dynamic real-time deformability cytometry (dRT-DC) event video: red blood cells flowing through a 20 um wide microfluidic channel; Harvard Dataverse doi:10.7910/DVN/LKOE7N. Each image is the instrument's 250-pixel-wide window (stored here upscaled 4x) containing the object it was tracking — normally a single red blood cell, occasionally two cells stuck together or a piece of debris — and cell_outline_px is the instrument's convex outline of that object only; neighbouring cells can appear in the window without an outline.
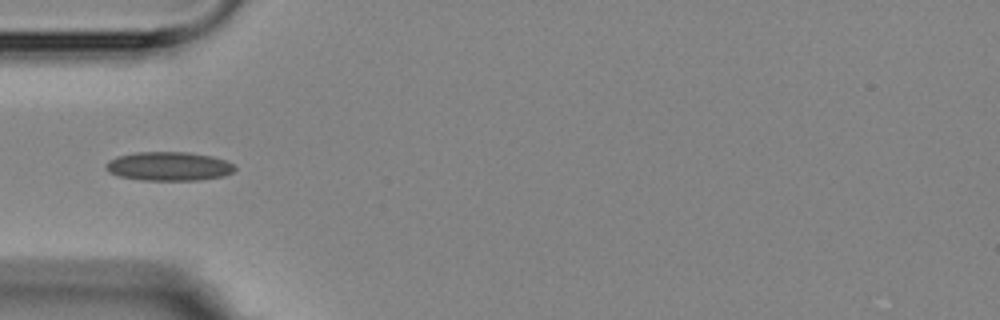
{"species": "Egyptian fruit bat (a non-hibernating species)", "species_latin": "Rousettus aegyptiacus", "temperature_condition": "room temperature", "stored_images_in_passage": 6, "camera_frame_rate_fps": 3000, "um_per_image_px": 0.085, "animal": {"sex": "female"}, "frame": {"image": 1, "passage_image": 1, "time_ms": 0.0, "image_size_px": [1000, 320], "cell_outline_px": [[236, 168], [232, 172], [224, 176], [200, 180], [144, 180], [120, 176], [108, 172], [104, 164], [108, 160], [116, 156], [136, 152], [188, 152], [212, 156], [224, 160], [232, 164]], "centroid_in_image_um": [14.32, 14.13], "position_along_channel_um": 70.7, "area_um2": 21.73}}
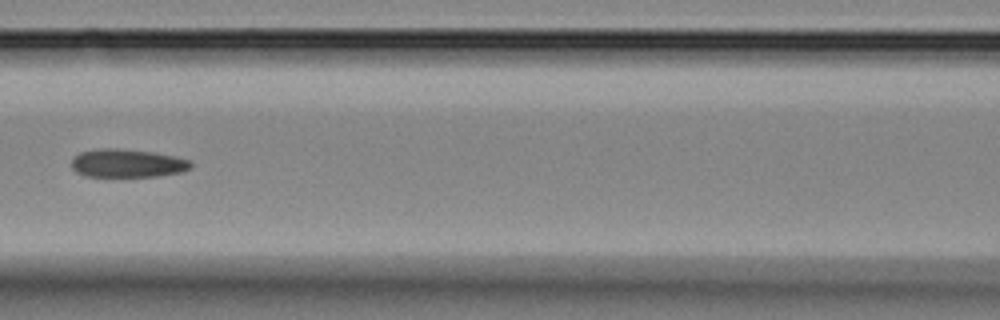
{"frame": {"image": 2, "passage_image": 3, "time_ms": 2.333, "image_size_px": [1000, 320], "cell_outline_px": [[192, 168], [184, 172], [156, 176], [88, 176], [76, 172], [72, 168], [72, 160], [80, 152], [100, 148], [120, 148], [152, 152], [176, 156], [192, 160]], "centroid_in_image_um": [10.88, 13.87], "position_along_channel_um": 155.7, "area_um2": 19.77}}
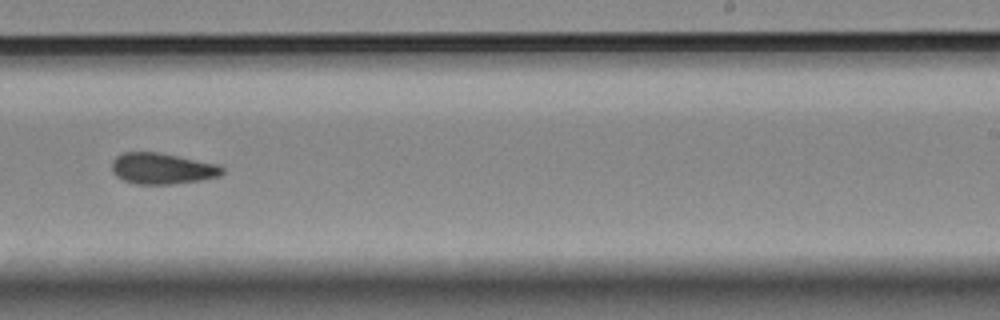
{"frame": {"image": 3, "passage_image": 6, "time_ms": 5.667, "image_size_px": [1000, 320], "cell_outline_px": [[224, 172], [220, 176], [200, 180], [172, 184], [136, 184], [124, 180], [116, 176], [112, 172], [112, 160], [120, 152], [160, 152], [220, 164], [224, 168]], "centroid_in_image_um": [13.8, 14.31], "position_along_channel_um": 275.2, "area_um2": 20.29}}